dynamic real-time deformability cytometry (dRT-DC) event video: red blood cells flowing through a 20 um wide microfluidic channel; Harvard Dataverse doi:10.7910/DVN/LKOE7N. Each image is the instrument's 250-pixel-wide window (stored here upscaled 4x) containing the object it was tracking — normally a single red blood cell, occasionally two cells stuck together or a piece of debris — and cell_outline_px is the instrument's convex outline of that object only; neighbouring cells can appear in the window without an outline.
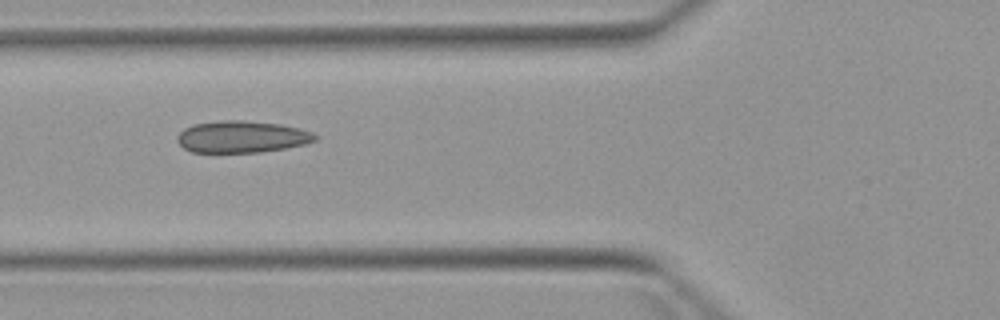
{"species": "Egyptian fruit bat (a non-hibernating species)", "species_latin": "Rousettus aegyptiacus", "temperature_condition": "warm", "stored_images_in_passage": 4, "camera_frame_rate_fps": 3000, "um_per_image_px": 0.085, "animal": {"sex": "female"}, "frame": {"image": 1, "passage_image": 2, "time_ms": 1.0, "image_size_px": [1000, 320], "cell_outline_px": [[320, 136], [316, 140], [304, 144], [284, 148], [260, 152], [192, 152], [184, 148], [176, 140], [176, 136], [184, 128], [192, 124], [224, 120], [244, 120], [280, 124], [300, 128], [312, 132]], "centroid_in_image_um": [20.56, 11.62], "position_along_channel_um": 105.2, "area_um2": 25.66}}
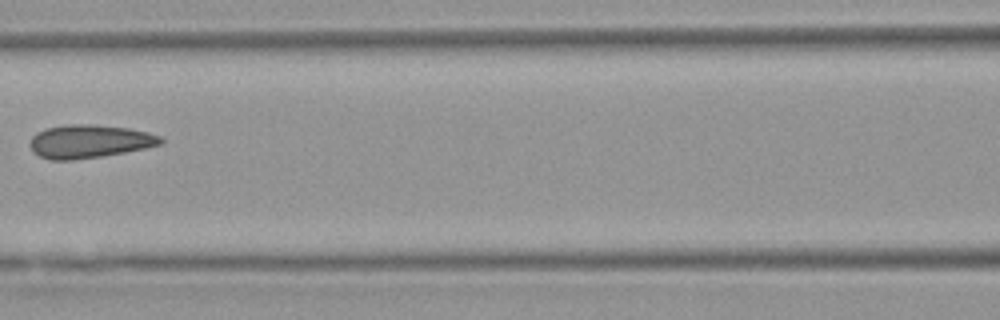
{"frame": {"image": 2, "passage_image": 3, "time_ms": 2.333, "image_size_px": [1000, 320], "cell_outline_px": [[164, 144], [124, 152], [100, 156], [72, 160], [52, 160], [40, 156], [32, 152], [28, 144], [32, 136], [36, 132], [44, 128], [64, 124], [92, 124], [128, 128], [148, 132], [160, 136], [164, 140]], "centroid_in_image_um": [7.56, 12.0], "position_along_channel_um": 159.0, "area_um2": 25.55}}
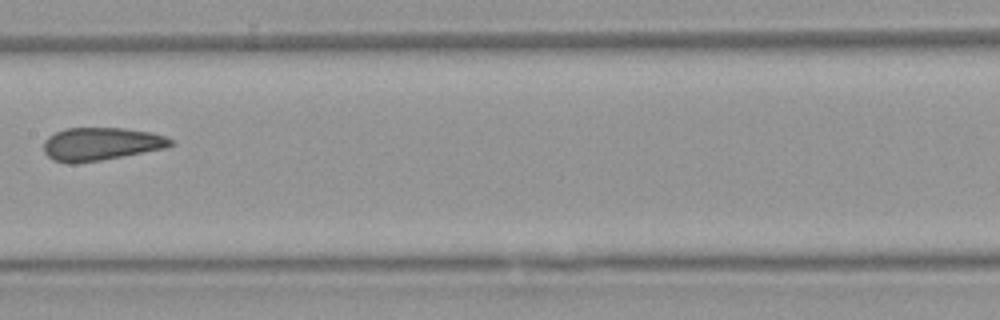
{"frame": {"image": 3, "passage_image": 4, "time_ms": 3.333, "image_size_px": [1000, 320], "cell_outline_px": [[176, 144], [164, 148], [100, 160], [76, 164], [68, 164], [52, 160], [44, 152], [44, 140], [48, 136], [64, 128], [124, 128], [148, 132], [164, 136], [172, 140]], "centroid_in_image_um": [8.53, 12.24], "position_along_channel_um": 198.9, "area_um2": 24.33}}